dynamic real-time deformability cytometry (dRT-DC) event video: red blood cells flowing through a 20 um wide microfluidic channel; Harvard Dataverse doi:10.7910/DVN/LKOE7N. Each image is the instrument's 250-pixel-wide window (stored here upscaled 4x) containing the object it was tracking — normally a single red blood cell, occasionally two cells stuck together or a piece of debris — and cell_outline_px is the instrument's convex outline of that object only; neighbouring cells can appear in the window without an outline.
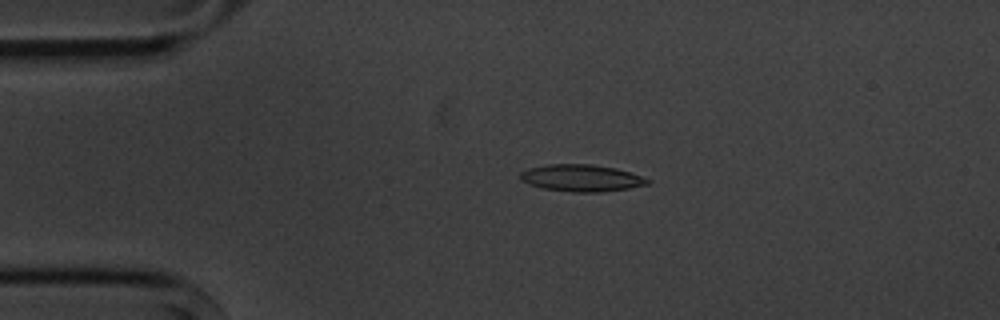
{"species": "common noctule bat (a hibernating species)", "species_latin": "Nyctalus noctula", "temperature_condition": "cold", "stored_images_in_passage": 5, "camera_frame_rate_fps": 3000, "um_per_image_px": 0.085, "animal": {"sex": "male", "body_mass_g": 20.1, "forearm_length_mm": 53.5}, "frame": {"image": 1, "passage_image": 4, "time_ms": 3.333, "image_size_px": [1000, 320], "cell_outline_px": [[652, 180], [648, 184], [628, 188], [600, 192], [572, 192], [544, 188], [528, 184], [520, 180], [520, 172], [528, 168], [548, 164], [592, 164], [616, 168]], "centroid_in_image_um": [49.39, 15.12], "position_along_channel_um": 35.6, "area_um2": 19.88}}